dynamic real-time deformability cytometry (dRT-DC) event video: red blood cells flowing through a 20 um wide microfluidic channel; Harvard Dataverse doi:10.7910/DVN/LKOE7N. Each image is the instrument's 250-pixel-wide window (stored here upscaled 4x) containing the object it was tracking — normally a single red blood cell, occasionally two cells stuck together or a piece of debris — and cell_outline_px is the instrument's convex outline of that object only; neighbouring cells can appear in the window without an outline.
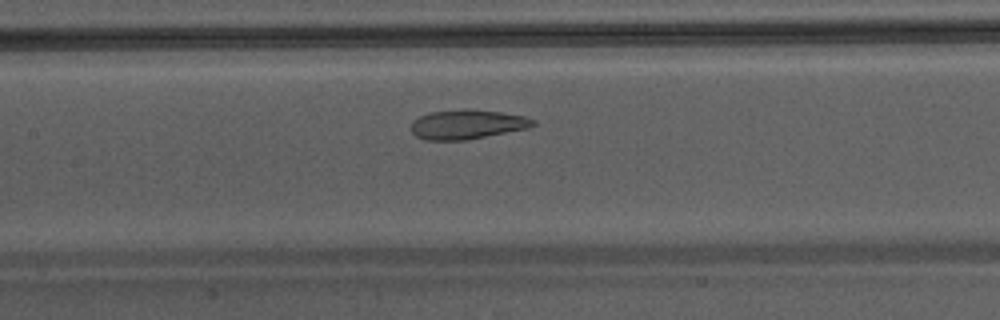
{"species": "Egyptian fruit bat (a non-hibernating species)", "species_latin": "Rousettus aegyptiacus", "temperature_condition": "warm", "stored_images_in_passage": 30, "camera_frame_rate_fps": 3000, "um_per_image_px": 0.085, "animal": {"sex": "male"}, "frame": {"image": 1, "passage_image": 9, "time_ms": 2.667, "image_size_px": [1000, 320], "cell_outline_px": [[536, 124], [528, 128], [464, 140], [424, 140], [416, 136], [408, 128], [412, 120], [420, 116], [432, 112], [464, 108], [468, 108], [500, 112], [524, 116], [536, 120]], "centroid_in_image_um": [39.66, 10.56], "position_along_channel_um": 167.7, "area_um2": 21.04}}
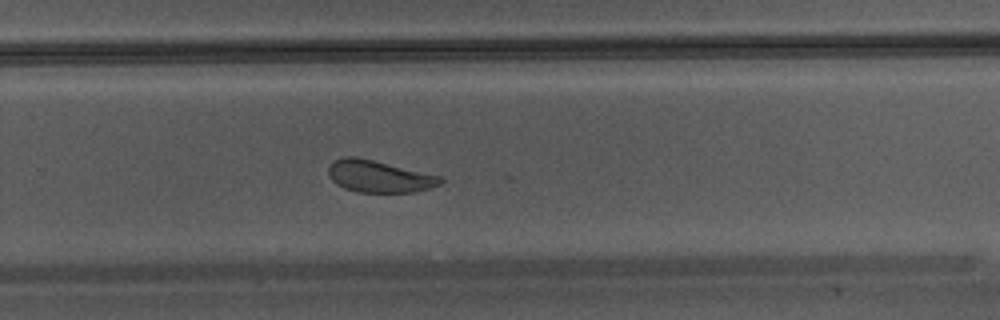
{"frame": {"image": 2, "passage_image": 14, "time_ms": 4.333, "image_size_px": [1000, 320], "cell_outline_px": [[444, 180], [440, 184], [428, 188], [412, 192], [356, 192], [344, 188], [336, 184], [328, 176], [328, 168], [336, 160], [344, 156], [356, 156], [440, 176]], "centroid_in_image_um": [32.18, 15.0], "position_along_channel_um": 297.6, "area_um2": 20.63}}